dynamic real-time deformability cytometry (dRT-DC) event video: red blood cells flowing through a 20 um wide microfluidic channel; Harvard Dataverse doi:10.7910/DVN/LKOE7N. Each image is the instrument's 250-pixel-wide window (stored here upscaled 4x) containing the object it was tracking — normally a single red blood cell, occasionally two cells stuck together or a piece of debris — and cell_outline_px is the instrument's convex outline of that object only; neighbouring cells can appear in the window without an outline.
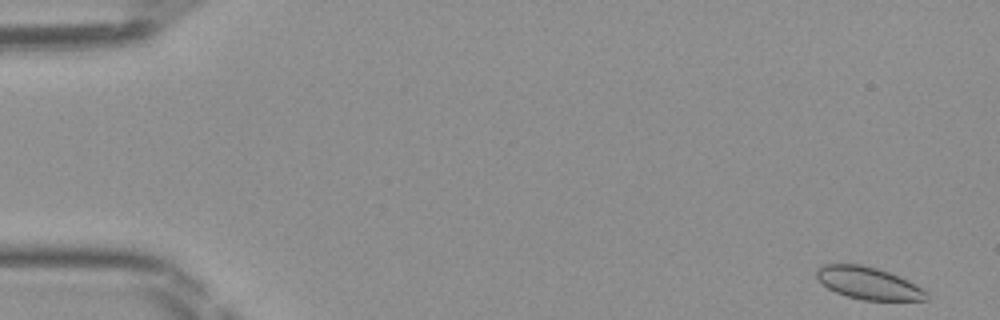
{"species": "Egyptian fruit bat (a non-hibernating species)", "species_latin": "Rousettus aegyptiacus", "temperature_condition": "room temperature", "stored_images_in_passage": 47, "camera_frame_rate_fps": 3000, "um_per_image_px": 0.085, "frame": {"image": 1, "passage_image": 1, "time_ms": 0.0, "image_size_px": [1000, 320], "cell_outline_px": [[928, 300], [864, 300], [848, 296], [836, 292], [828, 288], [816, 280], [816, 268], [824, 264], [860, 264], [876, 268], [888, 272], [908, 280], [928, 292]], "centroid_in_image_um": [73.78, 24.06], "position_along_channel_um": 11.2, "area_um2": 20.63}}
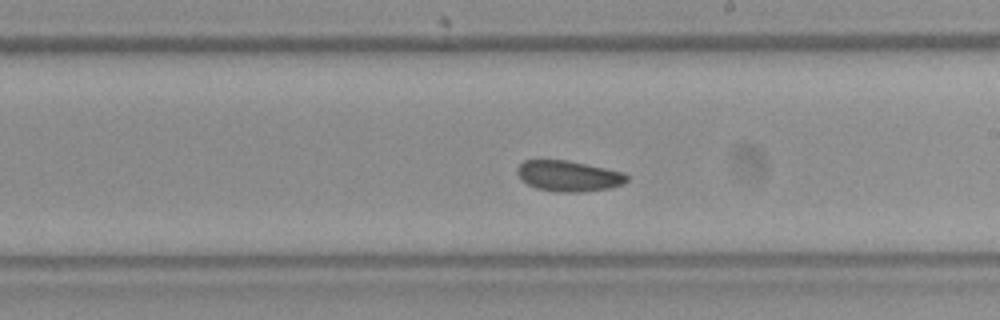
{"frame": {"image": 2, "passage_image": 27, "time_ms": 8.667, "image_size_px": [1000, 320], "cell_outline_px": [[628, 180], [624, 184], [612, 188], [584, 192], [556, 192], [536, 188], [528, 184], [516, 172], [516, 168], [524, 160], [568, 160], [624, 172], [628, 176]], "centroid_in_image_um": [48.37, 14.96], "position_along_channel_um": 240.6, "area_um2": 19.77}}
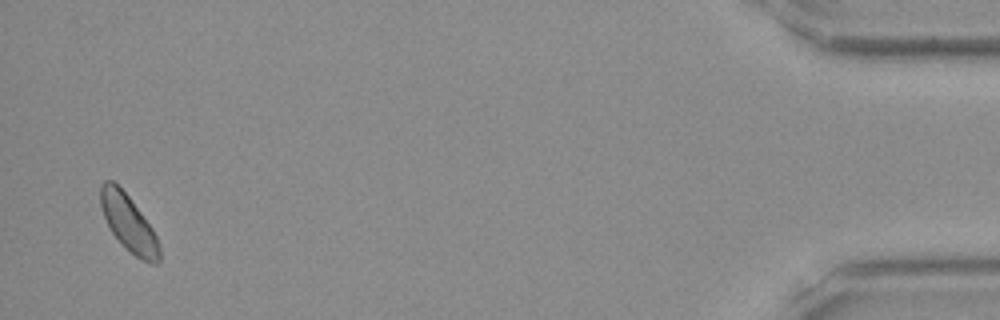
{"frame": {"image": 3, "passage_image": 46, "time_ms": 15.0, "image_size_px": [1000, 320], "cell_outline_px": [[160, 260], [156, 264], [152, 264], [140, 260], [112, 232], [104, 216], [100, 204], [100, 184], [104, 180], [112, 180], [128, 196], [152, 228], [160, 244]], "centroid_in_image_um": [10.94, 18.97], "position_along_channel_um": 424.3, "area_um2": 18.9}}